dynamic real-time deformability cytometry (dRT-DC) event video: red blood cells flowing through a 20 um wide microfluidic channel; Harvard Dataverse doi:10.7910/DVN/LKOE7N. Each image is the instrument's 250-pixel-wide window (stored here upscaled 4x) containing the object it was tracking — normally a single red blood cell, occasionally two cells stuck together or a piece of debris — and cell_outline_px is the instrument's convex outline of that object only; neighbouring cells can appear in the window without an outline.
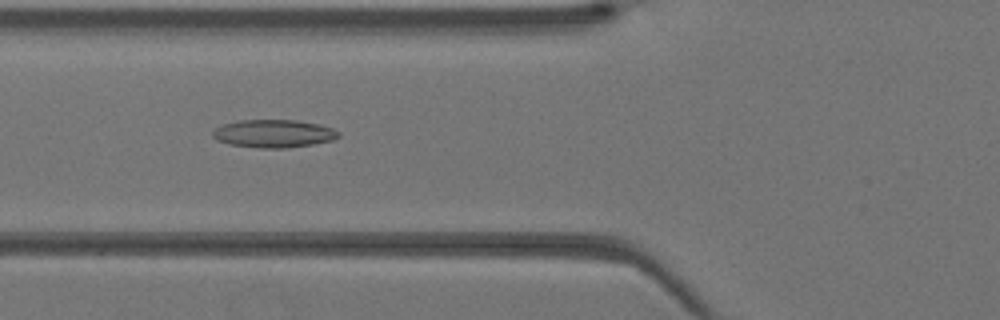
{"species": "Egyptian fruit bat (a non-hibernating species)", "species_latin": "Rousettus aegyptiacus", "temperature_condition": "warm", "stored_images_in_passage": 40, "camera_frame_rate_fps": 3000, "um_per_image_px": 0.085, "animal": {"sex": "female"}, "frame": {"image": 1, "passage_image": 14, "time_ms": 4.333, "image_size_px": [1000, 320], "cell_outline_px": [[340, 136], [332, 140], [312, 144], [288, 148], [260, 148], [228, 144], [216, 140], [212, 136], [212, 132], [216, 128], [224, 124], [240, 120], [296, 120], [320, 124], [332, 128], [340, 132]], "centroid_in_image_um": [23.26, 11.35], "position_along_channel_um": 102.5, "area_um2": 20.52}}
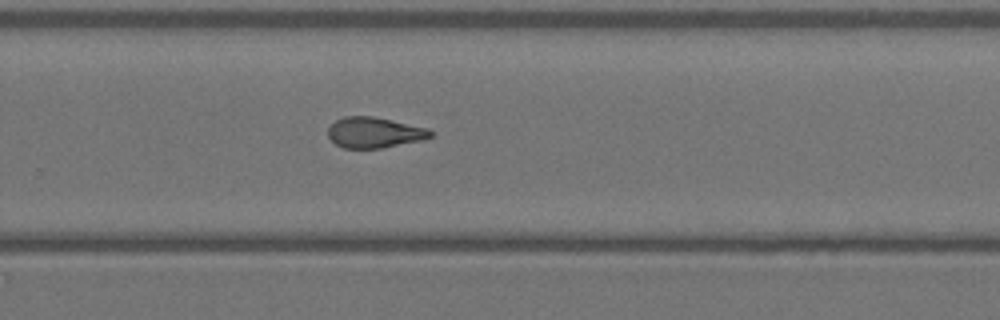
{"frame": {"image": 2, "passage_image": 26, "time_ms": 8.333, "image_size_px": [1000, 320], "cell_outline_px": [[432, 136], [424, 140], [384, 148], [344, 148], [336, 144], [328, 136], [328, 128], [336, 120], [344, 116], [372, 116], [392, 120], [428, 128], [432, 132]], "centroid_in_image_um": [31.84, 11.27], "position_along_channel_um": 298.0, "area_um2": 18.38}}
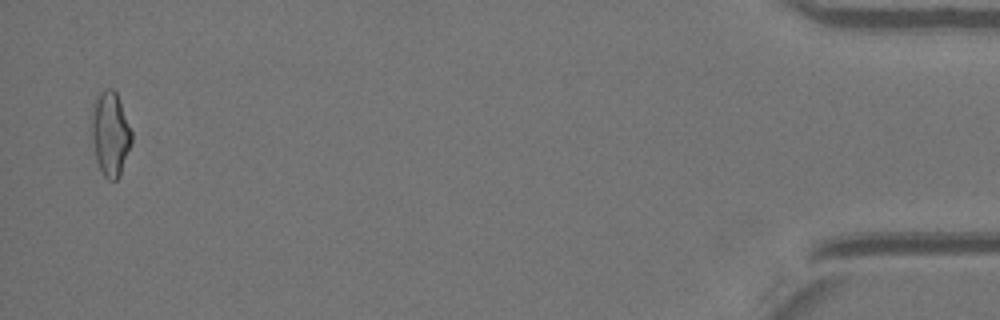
{"frame": {"image": 3, "passage_image": 39, "time_ms": 12.667, "image_size_px": [1000, 320], "cell_outline_px": [[132, 144], [120, 176], [116, 180], [108, 180], [104, 176], [96, 160], [92, 140], [92, 112], [96, 100], [100, 92], [104, 88], [112, 88], [116, 92], [132, 132]], "centroid_in_image_um": [9.4, 11.4], "position_along_channel_um": 425.8, "area_um2": 19.54}}